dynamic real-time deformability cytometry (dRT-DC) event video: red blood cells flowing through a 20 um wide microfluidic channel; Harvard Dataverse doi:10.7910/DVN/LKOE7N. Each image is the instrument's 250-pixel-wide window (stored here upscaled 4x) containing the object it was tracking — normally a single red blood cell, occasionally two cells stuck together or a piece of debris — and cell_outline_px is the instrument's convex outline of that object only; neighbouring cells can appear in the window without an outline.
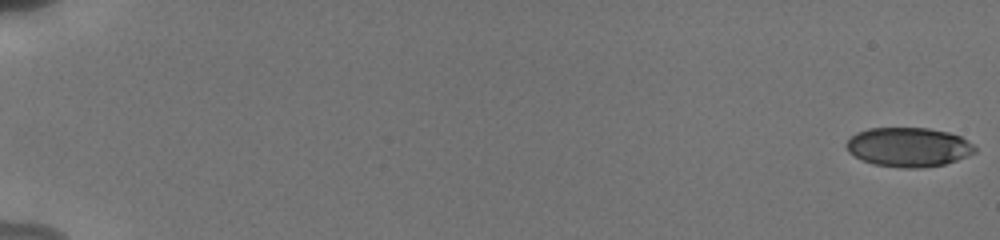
{"species": "human", "species_latin": "Homo sapiens", "temperature_condition": "cold", "stored_images_in_passage": 48, "camera_frame_rate_fps": 3000, "um_per_image_px": 0.085, "donor": {"sex": "male"}, "frame": {"image": 1, "passage_image": 1, "time_ms": 0.0, "image_size_px": [1000, 240], "cell_outline_px": [[976, 152], [956, 160], [944, 164], [916, 168], [900, 168], [872, 164], [860, 160], [848, 152], [844, 144], [856, 132], [868, 128], [928, 128], [948, 132], [960, 136], [972, 144], [976, 148]], "centroid_in_image_um": [77.17, 12.5], "position_along_channel_um": 7.8, "area_um2": 29.54}}
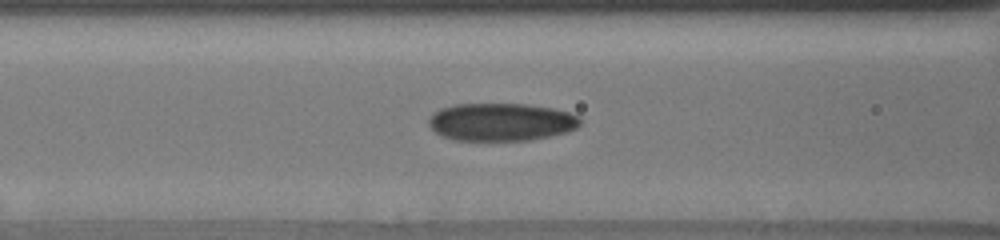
{"frame": {"image": 2, "passage_image": 25, "time_ms": 8.333, "image_size_px": [1000, 240], "cell_outline_px": [[580, 124], [576, 128], [568, 132], [552, 136], [532, 140], [452, 140], [436, 132], [428, 124], [428, 120], [440, 108], [456, 104], [524, 104], [552, 108], [568, 112], [580, 116]], "centroid_in_image_um": [42.63, 10.37], "position_along_channel_um": 124.0, "area_um2": 33.35}}
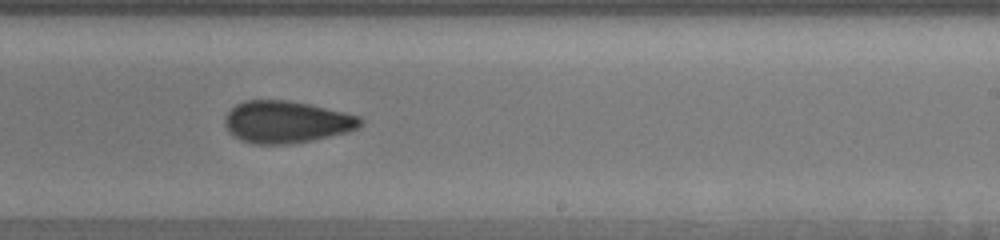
{"frame": {"image": 3, "passage_image": 36, "time_ms": 12.0, "image_size_px": [1000, 240], "cell_outline_px": [[364, 124], [348, 132], [312, 140], [292, 144], [256, 144], [240, 140], [228, 132], [224, 124], [224, 116], [236, 104], [244, 100], [288, 100], [312, 104], [360, 116], [364, 120]], "centroid_in_image_um": [24.35, 10.36], "position_along_channel_um": 264.7, "area_um2": 33.58}, "authors_computed_cell_mechanics": {"area_um2": 32.2524, "velocity_mm_per_s": 3.8485, "shape_relaxation_time_tau1_ms": 5.0971, "shape_relaxation_time_tau2_ms": 2.2908, "deformation_change_tau1": 0.128, "deformation_change_tau2": 0.0847}}